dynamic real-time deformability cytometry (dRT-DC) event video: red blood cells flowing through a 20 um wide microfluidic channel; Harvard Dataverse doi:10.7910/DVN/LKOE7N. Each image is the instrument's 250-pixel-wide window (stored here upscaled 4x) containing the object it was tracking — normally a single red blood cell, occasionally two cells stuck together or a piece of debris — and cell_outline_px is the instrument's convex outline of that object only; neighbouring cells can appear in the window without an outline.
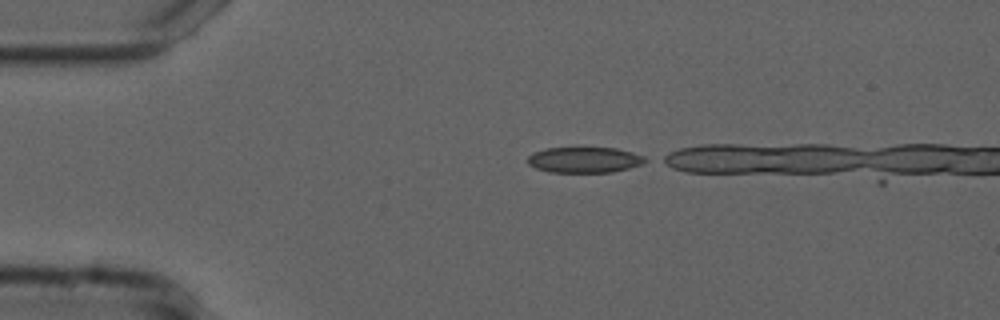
{"species": "common noctule bat (a hibernating species)", "species_latin": "Nyctalus noctula", "temperature_condition": "cold", "stored_images_in_passage": 9, "camera_frame_rate_fps": 3000, "um_per_image_px": 0.085, "animal": {"sex": "male", "forearm_length_mm": 52.5}, "frame": {"image": 1, "passage_image": 1, "time_ms": 0.0, "image_size_px": [1000, 320], "cell_outline_px": [[652, 160], [644, 164], [612, 172], [548, 172], [536, 168], [528, 164], [528, 156], [532, 152], [544, 148], [616, 148], [632, 152], [644, 156]], "centroid_in_image_um": [49.71, 13.59], "position_along_channel_um": 35.3, "area_um2": 17.8}}
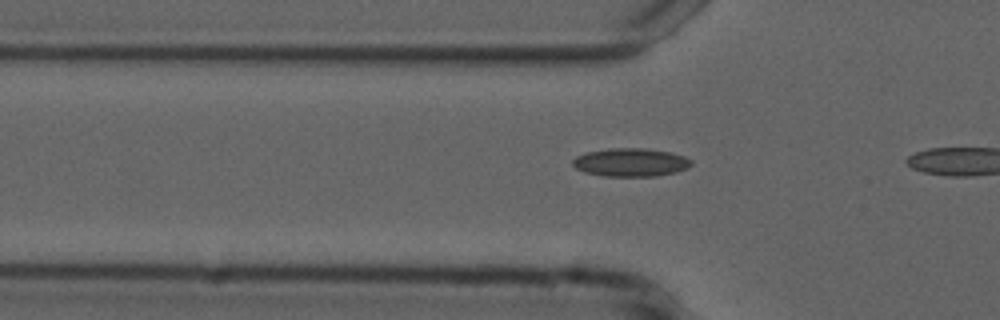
{"frame": {"image": 2, "passage_image": 7, "time_ms": 2.0, "image_size_px": [1000, 320], "cell_outline_px": [[692, 164], [688, 168], [676, 172], [656, 176], [604, 176], [584, 172], [576, 168], [572, 164], [572, 160], [576, 156], [588, 152], [608, 148], [644, 148], [672, 152], [684, 156], [692, 160]], "centroid_in_image_um": [53.62, 13.8], "position_along_channel_um": 72.2, "area_um2": 19.65}}